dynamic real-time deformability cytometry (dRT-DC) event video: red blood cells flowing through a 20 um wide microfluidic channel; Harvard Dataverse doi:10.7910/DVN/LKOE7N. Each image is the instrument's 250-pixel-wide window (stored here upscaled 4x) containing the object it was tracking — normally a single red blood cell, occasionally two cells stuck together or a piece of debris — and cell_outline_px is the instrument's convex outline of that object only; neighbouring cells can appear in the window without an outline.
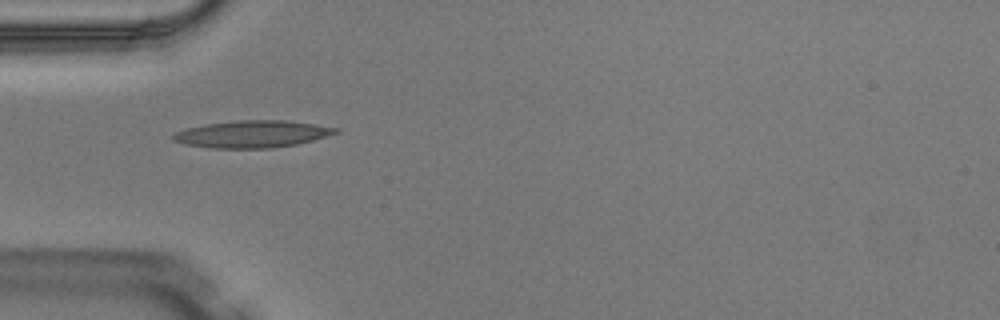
{"species": "Egyptian fruit bat (a non-hibernating species)", "species_latin": "Rousettus aegyptiacus", "temperature_condition": "warm", "stored_images_in_passage": 2, "camera_frame_rate_fps": 3000, "um_per_image_px": 0.085, "animal": {"sex": "male"}, "frame": {"image": 1, "passage_image": 1, "time_ms": 0.0, "image_size_px": [1000, 320], "cell_outline_px": [[340, 132], [312, 140], [296, 144], [272, 148], [212, 148], [184, 144], [172, 140], [172, 136], [176, 132], [188, 128], [208, 124], [236, 120], [284, 120], [340, 128]], "centroid_in_image_um": [21.45, 11.4], "position_along_channel_um": 63.6, "area_um2": 25.43}}